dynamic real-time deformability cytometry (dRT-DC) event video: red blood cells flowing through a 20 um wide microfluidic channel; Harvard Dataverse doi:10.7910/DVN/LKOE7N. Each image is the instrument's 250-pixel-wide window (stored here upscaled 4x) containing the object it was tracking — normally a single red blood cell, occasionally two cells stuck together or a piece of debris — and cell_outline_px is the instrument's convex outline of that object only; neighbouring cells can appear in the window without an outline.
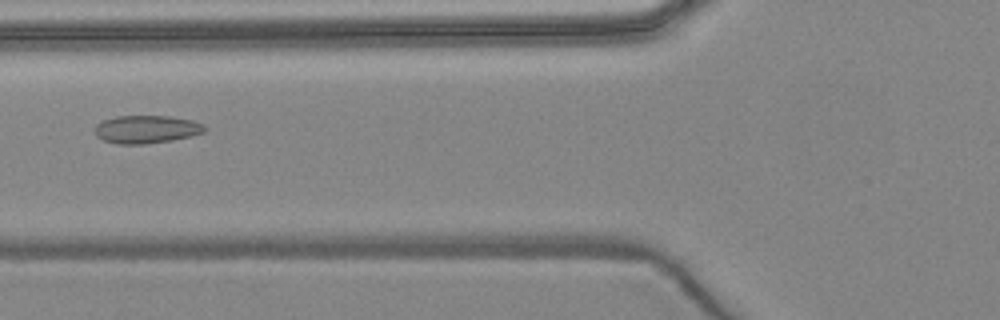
{"species": "common noctule bat (a hibernating species)", "species_latin": "Nyctalus noctula", "temperature_condition": "warm", "stored_images_in_passage": 5, "camera_frame_rate_fps": 3000, "um_per_image_px": 0.085, "animal": {"sex": "female", "body_mass_g": 24.6, "forearm_length_mm": 56.2}, "frame": {"image": 1, "passage_image": 5, "time_ms": 4.667, "image_size_px": [1000, 320], "cell_outline_px": [[208, 128], [204, 132], [172, 140], [144, 144], [116, 144], [104, 140], [96, 136], [96, 124], [104, 120], [116, 116], [168, 116], [192, 120], [204, 124]], "centroid_in_image_um": [12.46, 10.99], "position_along_channel_um": 113.3, "area_um2": 17.8}}